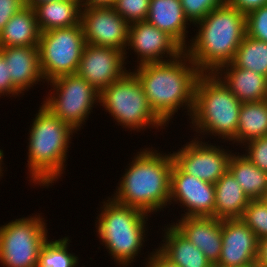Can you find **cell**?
<instances>
[{
    "label": "cell",
    "instance_id": "obj_1",
    "mask_svg": "<svg viewBox=\"0 0 267 267\" xmlns=\"http://www.w3.org/2000/svg\"><path fill=\"white\" fill-rule=\"evenodd\" d=\"M135 67L132 72L142 84L151 109L166 125L181 107L191 117L195 86L202 73L185 52L169 61Z\"/></svg>",
    "mask_w": 267,
    "mask_h": 267
},
{
    "label": "cell",
    "instance_id": "obj_2",
    "mask_svg": "<svg viewBox=\"0 0 267 267\" xmlns=\"http://www.w3.org/2000/svg\"><path fill=\"white\" fill-rule=\"evenodd\" d=\"M198 32L184 52L202 74H214L231 63L247 34L246 15L226 2L193 24Z\"/></svg>",
    "mask_w": 267,
    "mask_h": 267
},
{
    "label": "cell",
    "instance_id": "obj_3",
    "mask_svg": "<svg viewBox=\"0 0 267 267\" xmlns=\"http://www.w3.org/2000/svg\"><path fill=\"white\" fill-rule=\"evenodd\" d=\"M173 163L170 153H160L153 147L140 150L125 169L112 198L147 214L164 211L169 205Z\"/></svg>",
    "mask_w": 267,
    "mask_h": 267
},
{
    "label": "cell",
    "instance_id": "obj_4",
    "mask_svg": "<svg viewBox=\"0 0 267 267\" xmlns=\"http://www.w3.org/2000/svg\"><path fill=\"white\" fill-rule=\"evenodd\" d=\"M35 115L27 146L28 176L30 182L49 187L64 173L70 139L77 132L43 104Z\"/></svg>",
    "mask_w": 267,
    "mask_h": 267
},
{
    "label": "cell",
    "instance_id": "obj_5",
    "mask_svg": "<svg viewBox=\"0 0 267 267\" xmlns=\"http://www.w3.org/2000/svg\"><path fill=\"white\" fill-rule=\"evenodd\" d=\"M242 102L215 74H201L196 82L191 128L202 135L232 141L238 129ZM196 128V129H195Z\"/></svg>",
    "mask_w": 267,
    "mask_h": 267
},
{
    "label": "cell",
    "instance_id": "obj_6",
    "mask_svg": "<svg viewBox=\"0 0 267 267\" xmlns=\"http://www.w3.org/2000/svg\"><path fill=\"white\" fill-rule=\"evenodd\" d=\"M97 216L96 232L105 245L112 260L120 267L135 262L137 254L145 242V232L149 215L137 208L121 204L112 197L102 202ZM135 257V258H134Z\"/></svg>",
    "mask_w": 267,
    "mask_h": 267
},
{
    "label": "cell",
    "instance_id": "obj_7",
    "mask_svg": "<svg viewBox=\"0 0 267 267\" xmlns=\"http://www.w3.org/2000/svg\"><path fill=\"white\" fill-rule=\"evenodd\" d=\"M130 71L100 92L99 105L127 130L164 129L167 125L151 109L142 84Z\"/></svg>",
    "mask_w": 267,
    "mask_h": 267
},
{
    "label": "cell",
    "instance_id": "obj_8",
    "mask_svg": "<svg viewBox=\"0 0 267 267\" xmlns=\"http://www.w3.org/2000/svg\"><path fill=\"white\" fill-rule=\"evenodd\" d=\"M34 215L0 226V263L4 267H38L48 231L46 220Z\"/></svg>",
    "mask_w": 267,
    "mask_h": 267
},
{
    "label": "cell",
    "instance_id": "obj_9",
    "mask_svg": "<svg viewBox=\"0 0 267 267\" xmlns=\"http://www.w3.org/2000/svg\"><path fill=\"white\" fill-rule=\"evenodd\" d=\"M86 44L81 23L42 32L38 47L43 83L76 74Z\"/></svg>",
    "mask_w": 267,
    "mask_h": 267
},
{
    "label": "cell",
    "instance_id": "obj_10",
    "mask_svg": "<svg viewBox=\"0 0 267 267\" xmlns=\"http://www.w3.org/2000/svg\"><path fill=\"white\" fill-rule=\"evenodd\" d=\"M50 85L51 94L41 104L77 132L98 105L100 92L77 73L55 78Z\"/></svg>",
    "mask_w": 267,
    "mask_h": 267
},
{
    "label": "cell",
    "instance_id": "obj_11",
    "mask_svg": "<svg viewBox=\"0 0 267 267\" xmlns=\"http://www.w3.org/2000/svg\"><path fill=\"white\" fill-rule=\"evenodd\" d=\"M200 140L199 137L193 138L171 153L173 161L184 173L215 184L228 170L232 151Z\"/></svg>",
    "mask_w": 267,
    "mask_h": 267
},
{
    "label": "cell",
    "instance_id": "obj_12",
    "mask_svg": "<svg viewBox=\"0 0 267 267\" xmlns=\"http://www.w3.org/2000/svg\"><path fill=\"white\" fill-rule=\"evenodd\" d=\"M80 23L87 44L125 52L129 24L112 6L82 7Z\"/></svg>",
    "mask_w": 267,
    "mask_h": 267
},
{
    "label": "cell",
    "instance_id": "obj_13",
    "mask_svg": "<svg viewBox=\"0 0 267 267\" xmlns=\"http://www.w3.org/2000/svg\"><path fill=\"white\" fill-rule=\"evenodd\" d=\"M182 204L181 217H214L215 186L213 183L184 173L175 163L171 171L169 205ZM183 215V216H182Z\"/></svg>",
    "mask_w": 267,
    "mask_h": 267
},
{
    "label": "cell",
    "instance_id": "obj_14",
    "mask_svg": "<svg viewBox=\"0 0 267 267\" xmlns=\"http://www.w3.org/2000/svg\"><path fill=\"white\" fill-rule=\"evenodd\" d=\"M128 49L134 50V53L138 56L137 59L139 61L137 60L138 65L136 66L169 61L184 52V49L170 35L147 21L135 22L129 25L127 45L124 52L125 59L128 57V52L126 51ZM165 58L170 59L167 60Z\"/></svg>",
    "mask_w": 267,
    "mask_h": 267
},
{
    "label": "cell",
    "instance_id": "obj_15",
    "mask_svg": "<svg viewBox=\"0 0 267 267\" xmlns=\"http://www.w3.org/2000/svg\"><path fill=\"white\" fill-rule=\"evenodd\" d=\"M125 60L124 51L86 44L77 74L101 92L129 71L124 65Z\"/></svg>",
    "mask_w": 267,
    "mask_h": 267
},
{
    "label": "cell",
    "instance_id": "obj_16",
    "mask_svg": "<svg viewBox=\"0 0 267 267\" xmlns=\"http://www.w3.org/2000/svg\"><path fill=\"white\" fill-rule=\"evenodd\" d=\"M258 238L241 218L222 220V250L215 266L254 267Z\"/></svg>",
    "mask_w": 267,
    "mask_h": 267
},
{
    "label": "cell",
    "instance_id": "obj_17",
    "mask_svg": "<svg viewBox=\"0 0 267 267\" xmlns=\"http://www.w3.org/2000/svg\"><path fill=\"white\" fill-rule=\"evenodd\" d=\"M171 224L199 248L213 266L218 263L222 250V220L215 217H181Z\"/></svg>",
    "mask_w": 267,
    "mask_h": 267
},
{
    "label": "cell",
    "instance_id": "obj_18",
    "mask_svg": "<svg viewBox=\"0 0 267 267\" xmlns=\"http://www.w3.org/2000/svg\"><path fill=\"white\" fill-rule=\"evenodd\" d=\"M8 64L13 88L23 94L44 80L40 70L39 47L13 46L0 47ZM42 79V80H41ZM35 84V85H34Z\"/></svg>",
    "mask_w": 267,
    "mask_h": 267
},
{
    "label": "cell",
    "instance_id": "obj_19",
    "mask_svg": "<svg viewBox=\"0 0 267 267\" xmlns=\"http://www.w3.org/2000/svg\"><path fill=\"white\" fill-rule=\"evenodd\" d=\"M214 74L242 103L267 100L266 76L235 67L232 63L223 65Z\"/></svg>",
    "mask_w": 267,
    "mask_h": 267
},
{
    "label": "cell",
    "instance_id": "obj_20",
    "mask_svg": "<svg viewBox=\"0 0 267 267\" xmlns=\"http://www.w3.org/2000/svg\"><path fill=\"white\" fill-rule=\"evenodd\" d=\"M146 21L170 35L183 49L188 46V18L180 0H150Z\"/></svg>",
    "mask_w": 267,
    "mask_h": 267
},
{
    "label": "cell",
    "instance_id": "obj_21",
    "mask_svg": "<svg viewBox=\"0 0 267 267\" xmlns=\"http://www.w3.org/2000/svg\"><path fill=\"white\" fill-rule=\"evenodd\" d=\"M214 186V217L220 220L240 218L250 198L244 193L232 173L227 170Z\"/></svg>",
    "mask_w": 267,
    "mask_h": 267
},
{
    "label": "cell",
    "instance_id": "obj_22",
    "mask_svg": "<svg viewBox=\"0 0 267 267\" xmlns=\"http://www.w3.org/2000/svg\"><path fill=\"white\" fill-rule=\"evenodd\" d=\"M158 250L179 267H214L202 251L188 241L173 225L165 226ZM165 242V243H164Z\"/></svg>",
    "mask_w": 267,
    "mask_h": 267
},
{
    "label": "cell",
    "instance_id": "obj_23",
    "mask_svg": "<svg viewBox=\"0 0 267 267\" xmlns=\"http://www.w3.org/2000/svg\"><path fill=\"white\" fill-rule=\"evenodd\" d=\"M40 34L34 8L25 5L1 31L0 47L38 46Z\"/></svg>",
    "mask_w": 267,
    "mask_h": 267
},
{
    "label": "cell",
    "instance_id": "obj_24",
    "mask_svg": "<svg viewBox=\"0 0 267 267\" xmlns=\"http://www.w3.org/2000/svg\"><path fill=\"white\" fill-rule=\"evenodd\" d=\"M79 0H63L38 4L34 10L40 32L80 24Z\"/></svg>",
    "mask_w": 267,
    "mask_h": 267
},
{
    "label": "cell",
    "instance_id": "obj_25",
    "mask_svg": "<svg viewBox=\"0 0 267 267\" xmlns=\"http://www.w3.org/2000/svg\"><path fill=\"white\" fill-rule=\"evenodd\" d=\"M237 153L230 156L228 170L250 200L262 199L267 192V172L260 170L245 155Z\"/></svg>",
    "mask_w": 267,
    "mask_h": 267
},
{
    "label": "cell",
    "instance_id": "obj_26",
    "mask_svg": "<svg viewBox=\"0 0 267 267\" xmlns=\"http://www.w3.org/2000/svg\"><path fill=\"white\" fill-rule=\"evenodd\" d=\"M266 135L267 100L242 103L234 143L244 146L247 142Z\"/></svg>",
    "mask_w": 267,
    "mask_h": 267
},
{
    "label": "cell",
    "instance_id": "obj_27",
    "mask_svg": "<svg viewBox=\"0 0 267 267\" xmlns=\"http://www.w3.org/2000/svg\"><path fill=\"white\" fill-rule=\"evenodd\" d=\"M231 63L267 77V42L254 39L246 34Z\"/></svg>",
    "mask_w": 267,
    "mask_h": 267
},
{
    "label": "cell",
    "instance_id": "obj_28",
    "mask_svg": "<svg viewBox=\"0 0 267 267\" xmlns=\"http://www.w3.org/2000/svg\"><path fill=\"white\" fill-rule=\"evenodd\" d=\"M70 239L63 237L58 240L44 243L39 252L38 267H76L79 258L73 253L68 252Z\"/></svg>",
    "mask_w": 267,
    "mask_h": 267
},
{
    "label": "cell",
    "instance_id": "obj_29",
    "mask_svg": "<svg viewBox=\"0 0 267 267\" xmlns=\"http://www.w3.org/2000/svg\"><path fill=\"white\" fill-rule=\"evenodd\" d=\"M240 218L258 239L267 236V205L262 199L250 200Z\"/></svg>",
    "mask_w": 267,
    "mask_h": 267
},
{
    "label": "cell",
    "instance_id": "obj_30",
    "mask_svg": "<svg viewBox=\"0 0 267 267\" xmlns=\"http://www.w3.org/2000/svg\"><path fill=\"white\" fill-rule=\"evenodd\" d=\"M150 0H115L112 7L130 25L146 21Z\"/></svg>",
    "mask_w": 267,
    "mask_h": 267
},
{
    "label": "cell",
    "instance_id": "obj_31",
    "mask_svg": "<svg viewBox=\"0 0 267 267\" xmlns=\"http://www.w3.org/2000/svg\"><path fill=\"white\" fill-rule=\"evenodd\" d=\"M180 2L189 23L195 24L210 11L224 5L227 0H180Z\"/></svg>",
    "mask_w": 267,
    "mask_h": 267
},
{
    "label": "cell",
    "instance_id": "obj_32",
    "mask_svg": "<svg viewBox=\"0 0 267 267\" xmlns=\"http://www.w3.org/2000/svg\"><path fill=\"white\" fill-rule=\"evenodd\" d=\"M246 30L248 36L267 42V4L246 15Z\"/></svg>",
    "mask_w": 267,
    "mask_h": 267
},
{
    "label": "cell",
    "instance_id": "obj_33",
    "mask_svg": "<svg viewBox=\"0 0 267 267\" xmlns=\"http://www.w3.org/2000/svg\"><path fill=\"white\" fill-rule=\"evenodd\" d=\"M245 155L260 170L267 172V135L245 144Z\"/></svg>",
    "mask_w": 267,
    "mask_h": 267
},
{
    "label": "cell",
    "instance_id": "obj_34",
    "mask_svg": "<svg viewBox=\"0 0 267 267\" xmlns=\"http://www.w3.org/2000/svg\"><path fill=\"white\" fill-rule=\"evenodd\" d=\"M16 97L20 94L13 88V82L9 75L8 64L0 51V97Z\"/></svg>",
    "mask_w": 267,
    "mask_h": 267
},
{
    "label": "cell",
    "instance_id": "obj_35",
    "mask_svg": "<svg viewBox=\"0 0 267 267\" xmlns=\"http://www.w3.org/2000/svg\"><path fill=\"white\" fill-rule=\"evenodd\" d=\"M25 6V0H0V33L11 17Z\"/></svg>",
    "mask_w": 267,
    "mask_h": 267
},
{
    "label": "cell",
    "instance_id": "obj_36",
    "mask_svg": "<svg viewBox=\"0 0 267 267\" xmlns=\"http://www.w3.org/2000/svg\"><path fill=\"white\" fill-rule=\"evenodd\" d=\"M227 2L245 15L267 4V0H227Z\"/></svg>",
    "mask_w": 267,
    "mask_h": 267
},
{
    "label": "cell",
    "instance_id": "obj_37",
    "mask_svg": "<svg viewBox=\"0 0 267 267\" xmlns=\"http://www.w3.org/2000/svg\"><path fill=\"white\" fill-rule=\"evenodd\" d=\"M150 254L151 255H148V258L146 259L147 263H145V267H179L177 264L166 258L157 248Z\"/></svg>",
    "mask_w": 267,
    "mask_h": 267
},
{
    "label": "cell",
    "instance_id": "obj_38",
    "mask_svg": "<svg viewBox=\"0 0 267 267\" xmlns=\"http://www.w3.org/2000/svg\"><path fill=\"white\" fill-rule=\"evenodd\" d=\"M256 267H267V236L258 240Z\"/></svg>",
    "mask_w": 267,
    "mask_h": 267
},
{
    "label": "cell",
    "instance_id": "obj_39",
    "mask_svg": "<svg viewBox=\"0 0 267 267\" xmlns=\"http://www.w3.org/2000/svg\"><path fill=\"white\" fill-rule=\"evenodd\" d=\"M81 7L112 6L115 0H79Z\"/></svg>",
    "mask_w": 267,
    "mask_h": 267
},
{
    "label": "cell",
    "instance_id": "obj_40",
    "mask_svg": "<svg viewBox=\"0 0 267 267\" xmlns=\"http://www.w3.org/2000/svg\"><path fill=\"white\" fill-rule=\"evenodd\" d=\"M59 2L63 0H25V5L35 8L38 4L47 3V2Z\"/></svg>",
    "mask_w": 267,
    "mask_h": 267
},
{
    "label": "cell",
    "instance_id": "obj_41",
    "mask_svg": "<svg viewBox=\"0 0 267 267\" xmlns=\"http://www.w3.org/2000/svg\"><path fill=\"white\" fill-rule=\"evenodd\" d=\"M3 156H4L3 150L0 149V174H1L2 176H3V174H4V173H2V172H3V171H2V169H3V168H2V167H3L2 165L4 164V163H3V158H4Z\"/></svg>",
    "mask_w": 267,
    "mask_h": 267
},
{
    "label": "cell",
    "instance_id": "obj_42",
    "mask_svg": "<svg viewBox=\"0 0 267 267\" xmlns=\"http://www.w3.org/2000/svg\"><path fill=\"white\" fill-rule=\"evenodd\" d=\"M262 200H263L264 203L267 205V192H266L265 195L263 196Z\"/></svg>",
    "mask_w": 267,
    "mask_h": 267
},
{
    "label": "cell",
    "instance_id": "obj_43",
    "mask_svg": "<svg viewBox=\"0 0 267 267\" xmlns=\"http://www.w3.org/2000/svg\"><path fill=\"white\" fill-rule=\"evenodd\" d=\"M214 267H239V266H214Z\"/></svg>",
    "mask_w": 267,
    "mask_h": 267
}]
</instances>
